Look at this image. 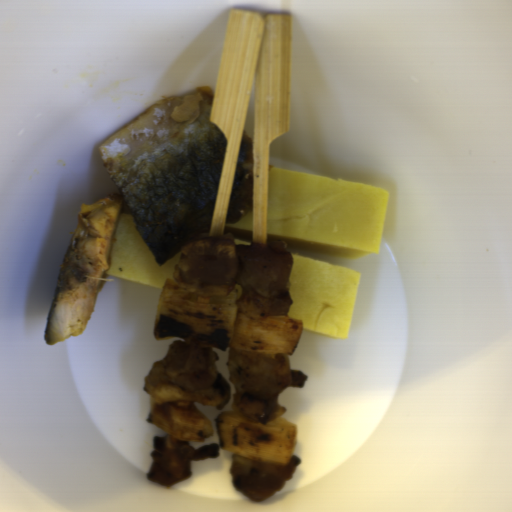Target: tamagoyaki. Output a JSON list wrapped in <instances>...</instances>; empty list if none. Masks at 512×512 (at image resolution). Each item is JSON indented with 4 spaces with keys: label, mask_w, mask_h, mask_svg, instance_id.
Segmentation results:
<instances>
[{
    "label": "tamagoyaki",
    "mask_w": 512,
    "mask_h": 512,
    "mask_svg": "<svg viewBox=\"0 0 512 512\" xmlns=\"http://www.w3.org/2000/svg\"><path fill=\"white\" fill-rule=\"evenodd\" d=\"M232 233L234 244L251 245L254 243V226H253V208L240 221L235 224H226L224 226L223 235Z\"/></svg>",
    "instance_id": "obj_4"
},
{
    "label": "tamagoyaki",
    "mask_w": 512,
    "mask_h": 512,
    "mask_svg": "<svg viewBox=\"0 0 512 512\" xmlns=\"http://www.w3.org/2000/svg\"><path fill=\"white\" fill-rule=\"evenodd\" d=\"M183 249L159 267L138 233L131 213L120 211L107 274L162 291L167 278L175 281V265Z\"/></svg>",
    "instance_id": "obj_3"
},
{
    "label": "tamagoyaki",
    "mask_w": 512,
    "mask_h": 512,
    "mask_svg": "<svg viewBox=\"0 0 512 512\" xmlns=\"http://www.w3.org/2000/svg\"><path fill=\"white\" fill-rule=\"evenodd\" d=\"M389 196L378 186L273 166L266 243L340 258L379 254Z\"/></svg>",
    "instance_id": "obj_1"
},
{
    "label": "tamagoyaki",
    "mask_w": 512,
    "mask_h": 512,
    "mask_svg": "<svg viewBox=\"0 0 512 512\" xmlns=\"http://www.w3.org/2000/svg\"><path fill=\"white\" fill-rule=\"evenodd\" d=\"M288 291V316L303 321L302 330L334 339H348L361 273L340 264L295 253Z\"/></svg>",
    "instance_id": "obj_2"
}]
</instances>
